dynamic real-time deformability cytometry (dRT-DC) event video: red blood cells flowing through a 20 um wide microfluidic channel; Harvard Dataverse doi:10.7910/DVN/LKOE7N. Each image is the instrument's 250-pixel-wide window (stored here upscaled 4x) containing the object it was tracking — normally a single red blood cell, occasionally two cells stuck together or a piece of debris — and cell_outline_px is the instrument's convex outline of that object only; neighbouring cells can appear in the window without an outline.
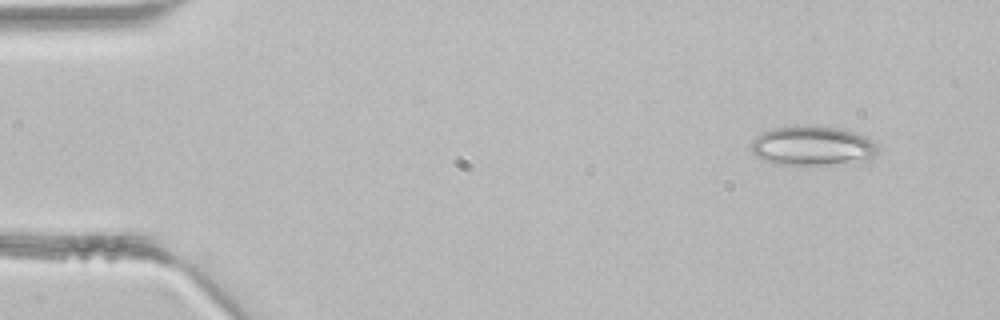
{"species": "common noctule bat (a hibernating species)", "species_latin": "Nyctalus noctula", "temperature_condition": "room temperature", "stored_images_in_passage": 4, "segment_of_instrument_passage": [1, 2], "camera_frame_rate_fps": 3000, "um_per_image_px": 0.085, "animal": {"sex": "male", "body_mass_g": 21.5, "forearm_length_mm": 52.0}, "frame": {"image": 1, "passage_image": 1, "time_ms": 0.0, "image_size_px": [1000, 320], "cell_outline_px": [[880, 148], [872, 160], [808, 168], [772, 164], [756, 156], [752, 152], [752, 140], [756, 136], [772, 128], [792, 124], [796, 124], [836, 128], [856, 132], [868, 136], [880, 144]], "centroid_in_image_um": [69.11, 12.44], "position_along_channel_um": 15.9, "area_um2": 30.87}}